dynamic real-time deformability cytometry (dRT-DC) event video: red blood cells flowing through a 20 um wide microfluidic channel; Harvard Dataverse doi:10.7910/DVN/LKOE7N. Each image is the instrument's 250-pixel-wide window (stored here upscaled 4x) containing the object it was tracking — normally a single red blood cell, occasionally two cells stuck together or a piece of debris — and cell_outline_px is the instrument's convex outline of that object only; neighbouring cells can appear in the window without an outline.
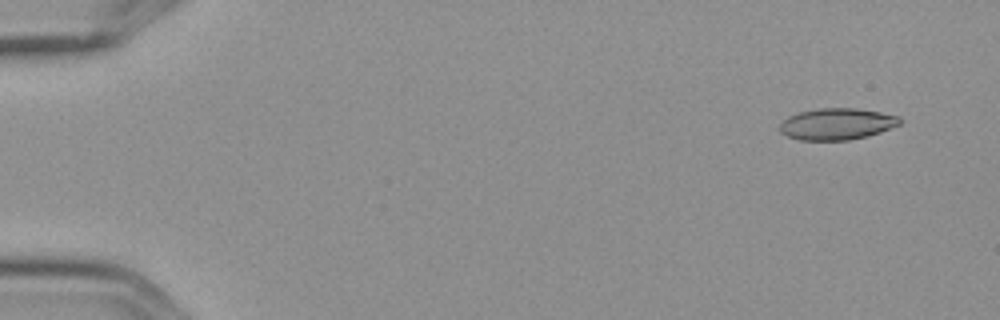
{"species": "Egyptian fruit bat (a non-hibernating species)", "species_latin": "Rousettus aegyptiacus", "temperature_condition": "cold", "stored_images_in_passage": 5, "camera_frame_rate_fps": 3000, "um_per_image_px": 0.085, "frame": {"image": 1, "passage_image": 2, "time_ms": 0.333, "image_size_px": [1000, 320], "cell_outline_px": [[900, 124], [880, 132], [868, 136], [848, 140], [800, 140], [788, 136], [780, 132], [780, 124], [788, 116], [800, 112], [820, 108], [856, 108], [880, 112], [900, 116]], "centroid_in_image_um": [71.14, 10.54], "position_along_channel_um": 13.9, "area_um2": 21.96}}
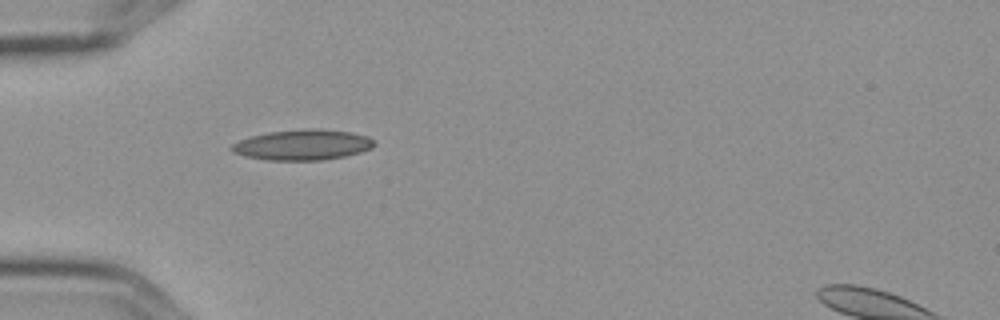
{"frame": {"image": 2, "passage_image": 5, "time_ms": 1.333, "image_size_px": [1000, 320], "cell_outline_px": [[376, 144], [372, 148], [360, 152], [344, 156], [320, 160], [268, 160], [244, 156], [232, 152], [228, 148], [232, 144], [240, 140], [252, 136], [268, 132], [308, 128], [316, 128], [352, 132], [368, 136]], "centroid_in_image_um": [25.71, 12.3], "position_along_channel_um": 59.3, "area_um2": 25.37}}